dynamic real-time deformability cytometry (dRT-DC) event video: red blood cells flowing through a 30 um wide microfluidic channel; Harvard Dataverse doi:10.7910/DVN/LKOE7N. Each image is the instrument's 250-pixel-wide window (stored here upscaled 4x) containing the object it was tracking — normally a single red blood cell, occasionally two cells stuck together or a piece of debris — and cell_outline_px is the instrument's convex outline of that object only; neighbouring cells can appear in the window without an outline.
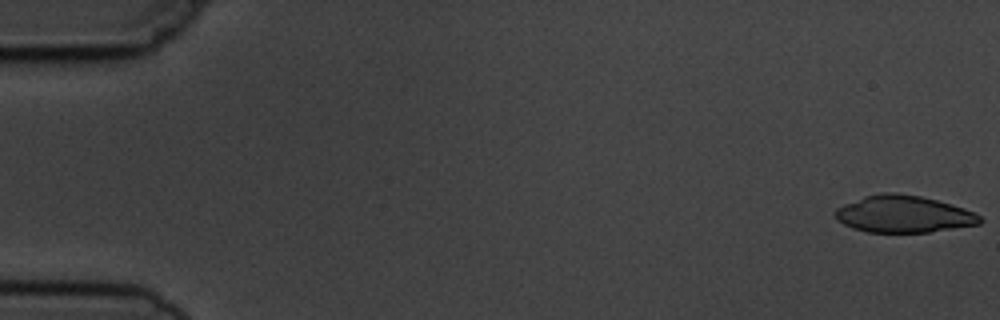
{"species": "common noctule bat (a hibernating species)", "species_latin": "Nyctalus noctula", "temperature_condition": "cold", "stored_images_in_passage": 6, "segment_of_instrument_passage": [1, 2], "camera_frame_rate_fps": 3000, "um_per_image_px": 0.085, "animal": {"sex": "male", "body_mass_g": 19.5, "forearm_length_mm": 54.6}, "frame": {"image": 1, "passage_image": 1, "time_ms": 0.0, "image_size_px": [1000, 320], "cell_outline_px": [[984, 220], [980, 224], [928, 232], [868, 232], [852, 228], [836, 220], [832, 212], [836, 208], [844, 204], [864, 196], [880, 192], [896, 192], [920, 196], [952, 204], [964, 208], [980, 216]], "centroid_in_image_um": [76.76, 18.19], "position_along_channel_um": 8.2, "area_um2": 31.33}}